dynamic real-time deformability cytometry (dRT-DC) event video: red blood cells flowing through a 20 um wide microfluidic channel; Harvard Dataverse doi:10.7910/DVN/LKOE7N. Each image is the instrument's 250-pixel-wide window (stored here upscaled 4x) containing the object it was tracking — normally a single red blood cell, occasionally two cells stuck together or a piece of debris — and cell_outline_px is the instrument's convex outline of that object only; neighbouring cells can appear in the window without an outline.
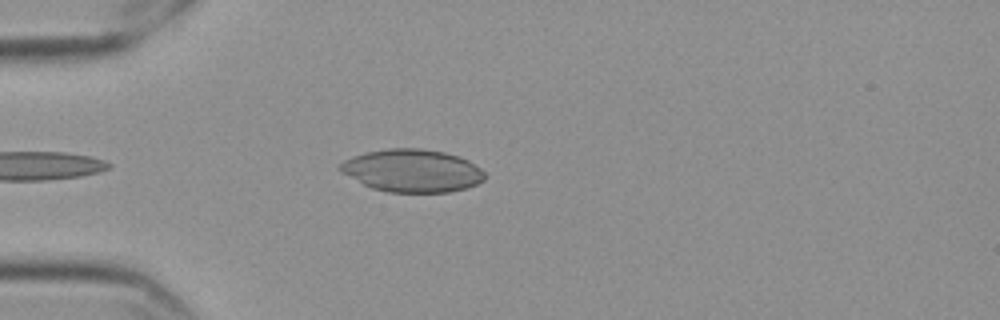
{"species": "Egyptian fruit bat (a non-hibernating species)", "species_latin": "Rousettus aegyptiacus", "temperature_condition": "cold", "stored_images_in_passage": 27, "camera_frame_rate_fps": 3000, "um_per_image_px": 0.085, "frame": {"image": 1, "passage_image": 5, "time_ms": 1.333, "image_size_px": [1000, 320], "cell_outline_px": [[484, 180], [468, 188], [448, 192], [388, 192], [372, 188], [340, 172], [336, 168], [344, 160], [352, 156], [368, 152], [388, 148], [420, 148], [444, 152], [460, 156], [468, 160], [480, 168], [484, 172]], "centroid_in_image_um": [35.03, 14.5], "position_along_channel_um": 50.0, "area_um2": 36.07}}
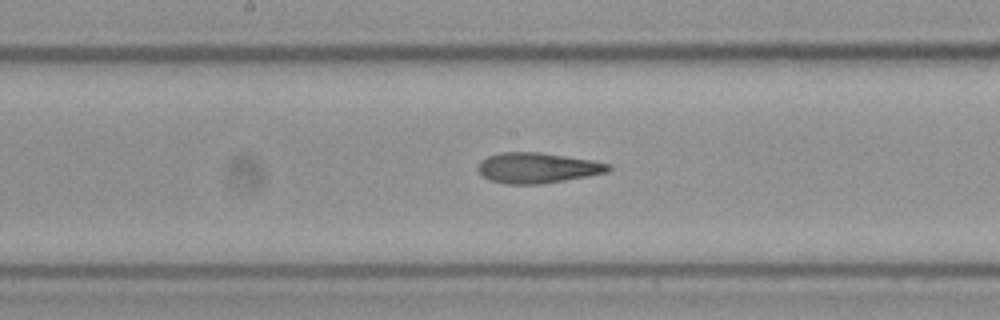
{"frame": {"image": 2, "passage_image": 15, "time_ms": 4.667, "image_size_px": [1000, 320], "cell_outline_px": [[612, 168], [608, 172], [588, 176], [540, 184], [504, 184], [492, 180], [484, 176], [476, 168], [480, 160], [488, 156], [500, 152], [540, 152], [592, 160], [612, 164]], "centroid_in_image_um": [45.69, 14.26], "position_along_channel_um": 202.5, "area_um2": 23.18}}
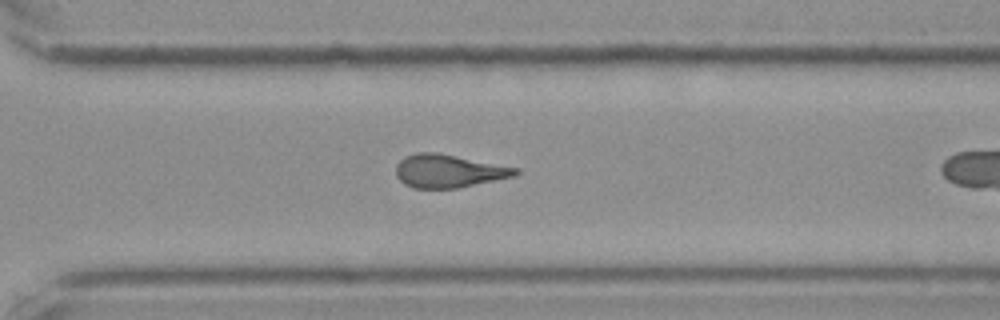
{"frame": {"image": 3, "passage_image": 26, "time_ms": 8.333, "image_size_px": [1000, 320], "cell_outline_px": [[520, 172], [512, 176], [460, 188], [412, 188], [404, 184], [396, 176], [396, 164], [404, 156], [416, 152], [436, 152], [516, 168]], "centroid_in_image_um": [38.05, 14.54], "position_along_channel_um": 332.6, "area_um2": 22.83}}